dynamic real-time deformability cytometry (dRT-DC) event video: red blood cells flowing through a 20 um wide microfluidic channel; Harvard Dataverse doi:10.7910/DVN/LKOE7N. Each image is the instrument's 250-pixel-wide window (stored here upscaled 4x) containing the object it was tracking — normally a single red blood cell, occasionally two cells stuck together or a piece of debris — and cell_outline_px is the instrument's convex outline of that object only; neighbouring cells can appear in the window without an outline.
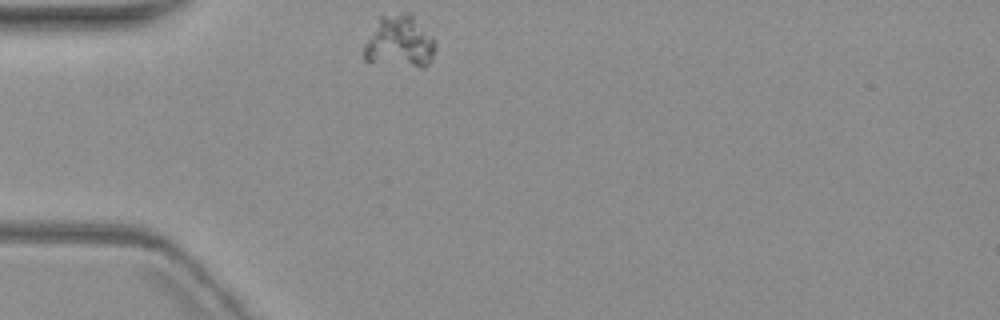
{"species": "common noctule bat (a hibernating species)", "species_latin": "Nyctalus noctula", "temperature_condition": "warm", "stored_images_in_passage": 7, "camera_frame_rate_fps": 3000, "um_per_image_px": 0.085, "animal": {"sex": "female", "body_mass_g": 19.3, "forearm_length_mm": 54.1}, "frame": {"image": 1, "passage_image": 1, "time_ms": 0.0, "image_size_px": [1000, 320], "cell_outline_px": [[436, 48], [432, 60], [424, 68], [420, 68], [364, 60], [364, 44], [380, 12], [412, 12], [436, 40]], "centroid_in_image_um": [33.99, 3.48], "position_along_channel_um": 51.0, "area_um2": 22.6}}
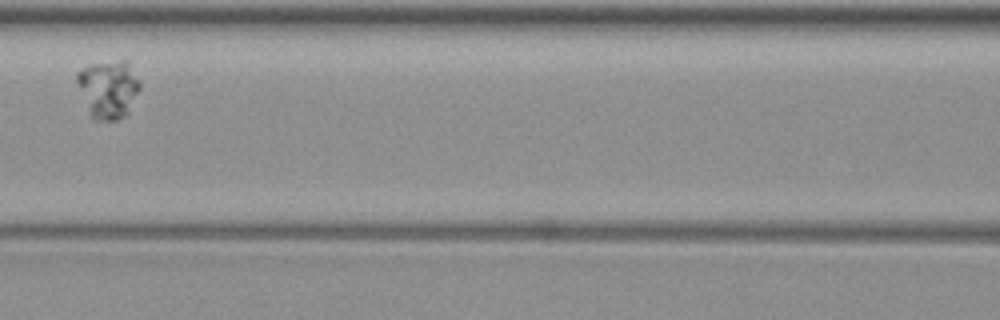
{"frame": {"image": 2, "passage_image": 4, "time_ms": 3.667, "image_size_px": [1000, 320], "cell_outline_px": [[140, 88], [128, 112], [124, 116], [116, 120], [96, 120], [88, 112], [76, 80], [76, 72], [92, 64], [124, 60], [128, 60], [140, 80]], "centroid_in_image_um": [9.22, 7.56], "position_along_channel_um": 157.4, "area_um2": 21.15}}
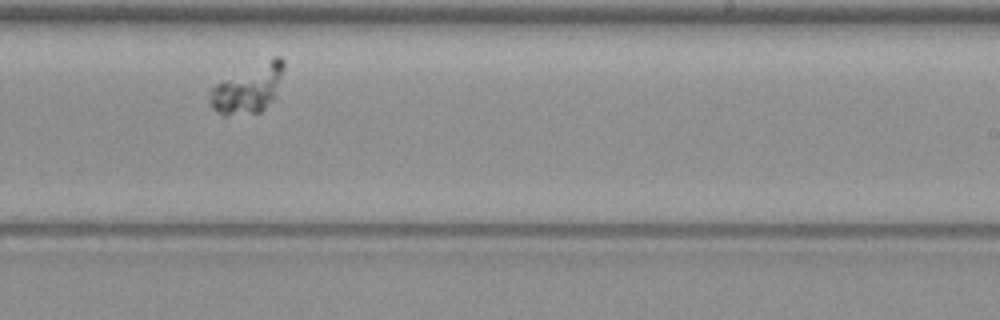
{"frame": {"image": 3, "passage_image": 7, "time_ms": 7.0, "image_size_px": [1000, 320], "cell_outline_px": [[284, 68], [276, 96], [260, 112], [224, 116], [216, 112], [212, 108], [208, 100], [208, 92], [216, 84], [272, 56], [280, 56], [284, 60]], "centroid_in_image_um": [21.09, 7.54], "position_along_channel_um": 267.9, "area_um2": 20.87}}